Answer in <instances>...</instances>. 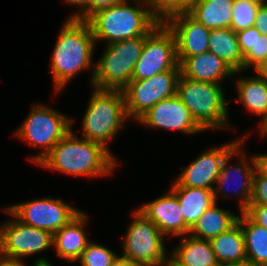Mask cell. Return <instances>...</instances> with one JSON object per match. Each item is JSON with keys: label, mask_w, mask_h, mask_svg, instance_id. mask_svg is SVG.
Here are the masks:
<instances>
[{"label": "cell", "mask_w": 267, "mask_h": 266, "mask_svg": "<svg viewBox=\"0 0 267 266\" xmlns=\"http://www.w3.org/2000/svg\"><path fill=\"white\" fill-rule=\"evenodd\" d=\"M74 133L71 129L37 165L74 176L111 175L117 161L112 152Z\"/></svg>", "instance_id": "1"}, {"label": "cell", "mask_w": 267, "mask_h": 266, "mask_svg": "<svg viewBox=\"0 0 267 266\" xmlns=\"http://www.w3.org/2000/svg\"><path fill=\"white\" fill-rule=\"evenodd\" d=\"M59 32L50 69L55 93L65 88L78 73L91 68L96 44L87 20L67 18Z\"/></svg>", "instance_id": "2"}, {"label": "cell", "mask_w": 267, "mask_h": 266, "mask_svg": "<svg viewBox=\"0 0 267 266\" xmlns=\"http://www.w3.org/2000/svg\"><path fill=\"white\" fill-rule=\"evenodd\" d=\"M131 2H133L132 6L128 0H125L108 8L100 9L87 19L95 42L106 40L107 44H111L146 36L160 24L151 14L144 0H132Z\"/></svg>", "instance_id": "3"}, {"label": "cell", "mask_w": 267, "mask_h": 266, "mask_svg": "<svg viewBox=\"0 0 267 266\" xmlns=\"http://www.w3.org/2000/svg\"><path fill=\"white\" fill-rule=\"evenodd\" d=\"M128 119L122 90L93 87L81 124L83 138L108 149L107 144Z\"/></svg>", "instance_id": "4"}, {"label": "cell", "mask_w": 267, "mask_h": 266, "mask_svg": "<svg viewBox=\"0 0 267 266\" xmlns=\"http://www.w3.org/2000/svg\"><path fill=\"white\" fill-rule=\"evenodd\" d=\"M223 91L220 84L196 81L180 75L176 95L189 109L197 124L205 131L226 129L230 126Z\"/></svg>", "instance_id": "5"}, {"label": "cell", "mask_w": 267, "mask_h": 266, "mask_svg": "<svg viewBox=\"0 0 267 266\" xmlns=\"http://www.w3.org/2000/svg\"><path fill=\"white\" fill-rule=\"evenodd\" d=\"M144 44L145 36L106 44L105 52L91 74V86L98 89L122 90L132 80Z\"/></svg>", "instance_id": "6"}, {"label": "cell", "mask_w": 267, "mask_h": 266, "mask_svg": "<svg viewBox=\"0 0 267 266\" xmlns=\"http://www.w3.org/2000/svg\"><path fill=\"white\" fill-rule=\"evenodd\" d=\"M73 120L55 109L42 104H34L30 113L14 133L17 137L28 141L32 147H41V153L34 155L30 161L38 164L52 148L72 129Z\"/></svg>", "instance_id": "7"}, {"label": "cell", "mask_w": 267, "mask_h": 266, "mask_svg": "<svg viewBox=\"0 0 267 266\" xmlns=\"http://www.w3.org/2000/svg\"><path fill=\"white\" fill-rule=\"evenodd\" d=\"M132 219L124 236L121 256L142 266H162L170 258L163 243L165 235L137 209Z\"/></svg>", "instance_id": "8"}, {"label": "cell", "mask_w": 267, "mask_h": 266, "mask_svg": "<svg viewBox=\"0 0 267 266\" xmlns=\"http://www.w3.org/2000/svg\"><path fill=\"white\" fill-rule=\"evenodd\" d=\"M168 70H181L176 40L165 23L158 24L145 36V44L137 60L132 80H144Z\"/></svg>", "instance_id": "9"}, {"label": "cell", "mask_w": 267, "mask_h": 266, "mask_svg": "<svg viewBox=\"0 0 267 266\" xmlns=\"http://www.w3.org/2000/svg\"><path fill=\"white\" fill-rule=\"evenodd\" d=\"M181 70H168L144 80H131L123 89L126 113L137 121L156 103L176 94Z\"/></svg>", "instance_id": "10"}, {"label": "cell", "mask_w": 267, "mask_h": 266, "mask_svg": "<svg viewBox=\"0 0 267 266\" xmlns=\"http://www.w3.org/2000/svg\"><path fill=\"white\" fill-rule=\"evenodd\" d=\"M4 210L13 219L0 226L1 257L23 261L24 257L40 253L53 246V234L51 232L26 225L7 208Z\"/></svg>", "instance_id": "11"}, {"label": "cell", "mask_w": 267, "mask_h": 266, "mask_svg": "<svg viewBox=\"0 0 267 266\" xmlns=\"http://www.w3.org/2000/svg\"><path fill=\"white\" fill-rule=\"evenodd\" d=\"M19 221L54 234L73 219L78 208L63 202L62 198L35 199L6 207Z\"/></svg>", "instance_id": "12"}, {"label": "cell", "mask_w": 267, "mask_h": 266, "mask_svg": "<svg viewBox=\"0 0 267 266\" xmlns=\"http://www.w3.org/2000/svg\"><path fill=\"white\" fill-rule=\"evenodd\" d=\"M244 142H245L244 140L241 141L226 156V158L222 162L219 177L216 180L217 187L213 189L215 201L219 197L230 198L229 191L226 190V188L227 189L229 188L226 186H228L229 184L228 182H234L233 178L234 179L236 178V177H233L234 175L237 176L238 177L237 181H239V183L236 184L237 185L235 187L236 189L233 190V192L237 195V197L240 198V201H239L240 203L238 206H239L241 213L244 212L250 204V200L252 197L253 175L257 168L256 156L254 155L252 158L247 157V155H245L246 153L242 151V144ZM237 154L240 156L238 160L239 163H237V165L233 164V166L229 165V161L233 158V156L235 155L237 156Z\"/></svg>", "instance_id": "13"}, {"label": "cell", "mask_w": 267, "mask_h": 266, "mask_svg": "<svg viewBox=\"0 0 267 266\" xmlns=\"http://www.w3.org/2000/svg\"><path fill=\"white\" fill-rule=\"evenodd\" d=\"M246 137L238 138L225 145L202 152L196 160L185 167L171 186L214 189L222 162L226 156Z\"/></svg>", "instance_id": "14"}, {"label": "cell", "mask_w": 267, "mask_h": 266, "mask_svg": "<svg viewBox=\"0 0 267 266\" xmlns=\"http://www.w3.org/2000/svg\"><path fill=\"white\" fill-rule=\"evenodd\" d=\"M136 122L152 128L179 130L188 135L204 131L176 94L156 103Z\"/></svg>", "instance_id": "15"}, {"label": "cell", "mask_w": 267, "mask_h": 266, "mask_svg": "<svg viewBox=\"0 0 267 266\" xmlns=\"http://www.w3.org/2000/svg\"><path fill=\"white\" fill-rule=\"evenodd\" d=\"M165 24L175 36L179 65L187 57L208 52L211 30L205 28L188 12L172 16Z\"/></svg>", "instance_id": "16"}, {"label": "cell", "mask_w": 267, "mask_h": 266, "mask_svg": "<svg viewBox=\"0 0 267 266\" xmlns=\"http://www.w3.org/2000/svg\"><path fill=\"white\" fill-rule=\"evenodd\" d=\"M158 197L138 207L147 219L151 220L165 235L179 236L189 234L190 227L185 223L177 196L168 190Z\"/></svg>", "instance_id": "17"}, {"label": "cell", "mask_w": 267, "mask_h": 266, "mask_svg": "<svg viewBox=\"0 0 267 266\" xmlns=\"http://www.w3.org/2000/svg\"><path fill=\"white\" fill-rule=\"evenodd\" d=\"M88 216L80 211L60 230L53 234V247L60 259L75 262L78 261L85 250L88 240L84 231Z\"/></svg>", "instance_id": "18"}, {"label": "cell", "mask_w": 267, "mask_h": 266, "mask_svg": "<svg viewBox=\"0 0 267 266\" xmlns=\"http://www.w3.org/2000/svg\"><path fill=\"white\" fill-rule=\"evenodd\" d=\"M181 75L196 81L221 84L222 79L233 77L237 72L215 54L206 52L187 57L181 64Z\"/></svg>", "instance_id": "19"}, {"label": "cell", "mask_w": 267, "mask_h": 266, "mask_svg": "<svg viewBox=\"0 0 267 266\" xmlns=\"http://www.w3.org/2000/svg\"><path fill=\"white\" fill-rule=\"evenodd\" d=\"M234 0H194L188 13L205 28H231Z\"/></svg>", "instance_id": "20"}, {"label": "cell", "mask_w": 267, "mask_h": 266, "mask_svg": "<svg viewBox=\"0 0 267 266\" xmlns=\"http://www.w3.org/2000/svg\"><path fill=\"white\" fill-rule=\"evenodd\" d=\"M180 241L169 256L177 266H220L209 240L189 235Z\"/></svg>", "instance_id": "21"}, {"label": "cell", "mask_w": 267, "mask_h": 266, "mask_svg": "<svg viewBox=\"0 0 267 266\" xmlns=\"http://www.w3.org/2000/svg\"><path fill=\"white\" fill-rule=\"evenodd\" d=\"M177 196L185 223L191 228L215 202L213 189L171 186Z\"/></svg>", "instance_id": "22"}, {"label": "cell", "mask_w": 267, "mask_h": 266, "mask_svg": "<svg viewBox=\"0 0 267 266\" xmlns=\"http://www.w3.org/2000/svg\"><path fill=\"white\" fill-rule=\"evenodd\" d=\"M209 241L220 265L247 261L245 238L239 222Z\"/></svg>", "instance_id": "23"}, {"label": "cell", "mask_w": 267, "mask_h": 266, "mask_svg": "<svg viewBox=\"0 0 267 266\" xmlns=\"http://www.w3.org/2000/svg\"><path fill=\"white\" fill-rule=\"evenodd\" d=\"M238 99L246 109L262 116L261 127L267 121V80L255 75L254 77H241L237 84Z\"/></svg>", "instance_id": "24"}, {"label": "cell", "mask_w": 267, "mask_h": 266, "mask_svg": "<svg viewBox=\"0 0 267 266\" xmlns=\"http://www.w3.org/2000/svg\"><path fill=\"white\" fill-rule=\"evenodd\" d=\"M216 203L209 207L190 228V236L210 240L227 231L238 222V215L219 208Z\"/></svg>", "instance_id": "25"}, {"label": "cell", "mask_w": 267, "mask_h": 266, "mask_svg": "<svg viewBox=\"0 0 267 266\" xmlns=\"http://www.w3.org/2000/svg\"><path fill=\"white\" fill-rule=\"evenodd\" d=\"M208 52L222 59L235 72L243 71L244 56L241 53L236 32L231 28L211 30Z\"/></svg>", "instance_id": "26"}, {"label": "cell", "mask_w": 267, "mask_h": 266, "mask_svg": "<svg viewBox=\"0 0 267 266\" xmlns=\"http://www.w3.org/2000/svg\"><path fill=\"white\" fill-rule=\"evenodd\" d=\"M240 215L247 261L254 266H267V228L255 224L244 212Z\"/></svg>", "instance_id": "27"}, {"label": "cell", "mask_w": 267, "mask_h": 266, "mask_svg": "<svg viewBox=\"0 0 267 266\" xmlns=\"http://www.w3.org/2000/svg\"><path fill=\"white\" fill-rule=\"evenodd\" d=\"M236 35L244 56L243 70L255 68L267 57V36L261 35L255 26L240 30Z\"/></svg>", "instance_id": "28"}, {"label": "cell", "mask_w": 267, "mask_h": 266, "mask_svg": "<svg viewBox=\"0 0 267 266\" xmlns=\"http://www.w3.org/2000/svg\"><path fill=\"white\" fill-rule=\"evenodd\" d=\"M151 14L160 22L165 23L174 15L188 12L187 0H144Z\"/></svg>", "instance_id": "29"}, {"label": "cell", "mask_w": 267, "mask_h": 266, "mask_svg": "<svg viewBox=\"0 0 267 266\" xmlns=\"http://www.w3.org/2000/svg\"><path fill=\"white\" fill-rule=\"evenodd\" d=\"M117 256L111 249L91 240L78 261L81 266H111Z\"/></svg>", "instance_id": "30"}, {"label": "cell", "mask_w": 267, "mask_h": 266, "mask_svg": "<svg viewBox=\"0 0 267 266\" xmlns=\"http://www.w3.org/2000/svg\"><path fill=\"white\" fill-rule=\"evenodd\" d=\"M260 5L243 1L234 0L231 29L238 32L249 27H253Z\"/></svg>", "instance_id": "31"}, {"label": "cell", "mask_w": 267, "mask_h": 266, "mask_svg": "<svg viewBox=\"0 0 267 266\" xmlns=\"http://www.w3.org/2000/svg\"><path fill=\"white\" fill-rule=\"evenodd\" d=\"M249 205L267 206V175L258 167L253 175L252 197Z\"/></svg>", "instance_id": "32"}, {"label": "cell", "mask_w": 267, "mask_h": 266, "mask_svg": "<svg viewBox=\"0 0 267 266\" xmlns=\"http://www.w3.org/2000/svg\"><path fill=\"white\" fill-rule=\"evenodd\" d=\"M244 213L259 226L267 228V206L249 205Z\"/></svg>", "instance_id": "33"}, {"label": "cell", "mask_w": 267, "mask_h": 266, "mask_svg": "<svg viewBox=\"0 0 267 266\" xmlns=\"http://www.w3.org/2000/svg\"><path fill=\"white\" fill-rule=\"evenodd\" d=\"M125 0H87V19L96 11L119 4Z\"/></svg>", "instance_id": "34"}, {"label": "cell", "mask_w": 267, "mask_h": 266, "mask_svg": "<svg viewBox=\"0 0 267 266\" xmlns=\"http://www.w3.org/2000/svg\"><path fill=\"white\" fill-rule=\"evenodd\" d=\"M254 26L261 35L267 36V4L260 5L258 8Z\"/></svg>", "instance_id": "35"}, {"label": "cell", "mask_w": 267, "mask_h": 266, "mask_svg": "<svg viewBox=\"0 0 267 266\" xmlns=\"http://www.w3.org/2000/svg\"><path fill=\"white\" fill-rule=\"evenodd\" d=\"M68 5H74L79 8V10L74 14L69 15L68 18H76L80 20H87V0H65Z\"/></svg>", "instance_id": "36"}, {"label": "cell", "mask_w": 267, "mask_h": 266, "mask_svg": "<svg viewBox=\"0 0 267 266\" xmlns=\"http://www.w3.org/2000/svg\"><path fill=\"white\" fill-rule=\"evenodd\" d=\"M111 266H142L139 263L133 262L132 260L117 256V258L112 262Z\"/></svg>", "instance_id": "37"}, {"label": "cell", "mask_w": 267, "mask_h": 266, "mask_svg": "<svg viewBox=\"0 0 267 266\" xmlns=\"http://www.w3.org/2000/svg\"><path fill=\"white\" fill-rule=\"evenodd\" d=\"M258 77L267 80V57L264 58L261 63L254 68Z\"/></svg>", "instance_id": "38"}, {"label": "cell", "mask_w": 267, "mask_h": 266, "mask_svg": "<svg viewBox=\"0 0 267 266\" xmlns=\"http://www.w3.org/2000/svg\"><path fill=\"white\" fill-rule=\"evenodd\" d=\"M257 167L267 175V153L265 154H256Z\"/></svg>", "instance_id": "39"}, {"label": "cell", "mask_w": 267, "mask_h": 266, "mask_svg": "<svg viewBox=\"0 0 267 266\" xmlns=\"http://www.w3.org/2000/svg\"><path fill=\"white\" fill-rule=\"evenodd\" d=\"M24 261L7 259L0 256V266H25Z\"/></svg>", "instance_id": "40"}, {"label": "cell", "mask_w": 267, "mask_h": 266, "mask_svg": "<svg viewBox=\"0 0 267 266\" xmlns=\"http://www.w3.org/2000/svg\"><path fill=\"white\" fill-rule=\"evenodd\" d=\"M32 266H53L49 262V260H46L43 257H40L39 259L36 260V262Z\"/></svg>", "instance_id": "41"}, {"label": "cell", "mask_w": 267, "mask_h": 266, "mask_svg": "<svg viewBox=\"0 0 267 266\" xmlns=\"http://www.w3.org/2000/svg\"><path fill=\"white\" fill-rule=\"evenodd\" d=\"M220 266H254L248 261L239 262V263H230V264H221Z\"/></svg>", "instance_id": "42"}, {"label": "cell", "mask_w": 267, "mask_h": 266, "mask_svg": "<svg viewBox=\"0 0 267 266\" xmlns=\"http://www.w3.org/2000/svg\"><path fill=\"white\" fill-rule=\"evenodd\" d=\"M260 128V135H262V137L263 136H267V121L261 126V127H259Z\"/></svg>", "instance_id": "43"}, {"label": "cell", "mask_w": 267, "mask_h": 266, "mask_svg": "<svg viewBox=\"0 0 267 266\" xmlns=\"http://www.w3.org/2000/svg\"><path fill=\"white\" fill-rule=\"evenodd\" d=\"M243 1L251 2L257 5L267 4V0H243Z\"/></svg>", "instance_id": "44"}, {"label": "cell", "mask_w": 267, "mask_h": 266, "mask_svg": "<svg viewBox=\"0 0 267 266\" xmlns=\"http://www.w3.org/2000/svg\"><path fill=\"white\" fill-rule=\"evenodd\" d=\"M162 266H177L170 258Z\"/></svg>", "instance_id": "45"}]
</instances>
